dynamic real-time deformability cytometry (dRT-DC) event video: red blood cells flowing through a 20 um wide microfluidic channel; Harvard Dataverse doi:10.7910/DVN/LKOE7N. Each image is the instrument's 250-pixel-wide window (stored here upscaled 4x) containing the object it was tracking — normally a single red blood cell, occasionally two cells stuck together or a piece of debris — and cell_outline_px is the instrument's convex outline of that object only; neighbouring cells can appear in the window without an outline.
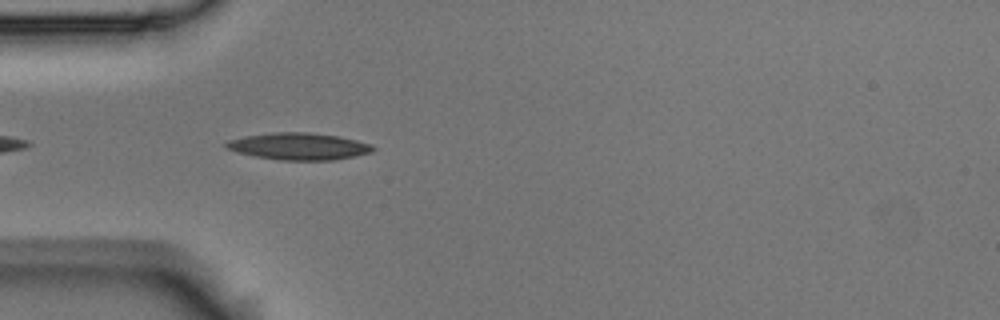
{"species": "Egyptian fruit bat (a non-hibernating species)", "species_latin": "Rousettus aegyptiacus", "temperature_condition": "room temperature", "stored_images_in_passage": 13, "camera_frame_rate_fps": 3000, "um_per_image_px": 0.085, "animal": {"sex": "male"}, "frame": {"image": 1, "passage_image": 3, "time_ms": 0.667, "image_size_px": [1000, 320], "cell_outline_px": [[376, 148], [372, 152], [332, 160], [280, 160], [256, 156], [240, 152], [228, 148], [224, 144], [228, 140], [248, 136], [276, 132], [308, 132], [340, 136], [372, 144]], "centroid_in_image_um": [25.46, 12.43], "position_along_channel_um": 59.5, "area_um2": 22.72}}
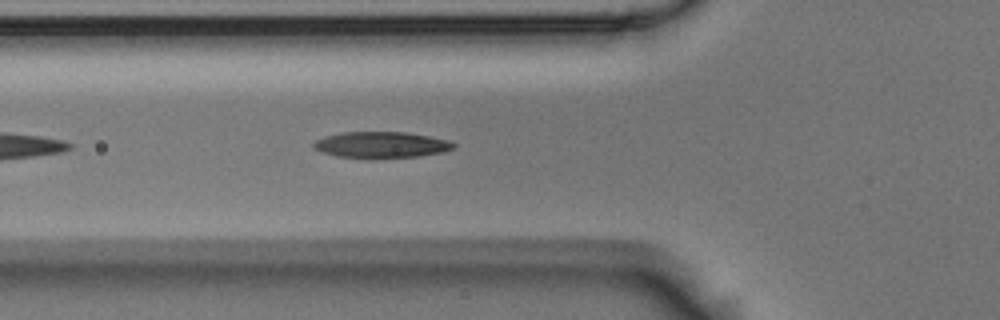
{"frame": {"image": 2, "passage_image": 6, "time_ms": 1.667, "image_size_px": [1000, 320], "cell_outline_px": [[456, 148], [444, 152], [420, 156], [372, 160], [368, 160], [336, 156], [320, 152], [312, 148], [312, 144], [316, 140], [324, 136], [340, 132], [408, 132], [448, 140], [456, 144]], "centroid_in_image_um": [32.37, 12.34], "position_along_channel_um": 93.4, "area_um2": 22.2}}
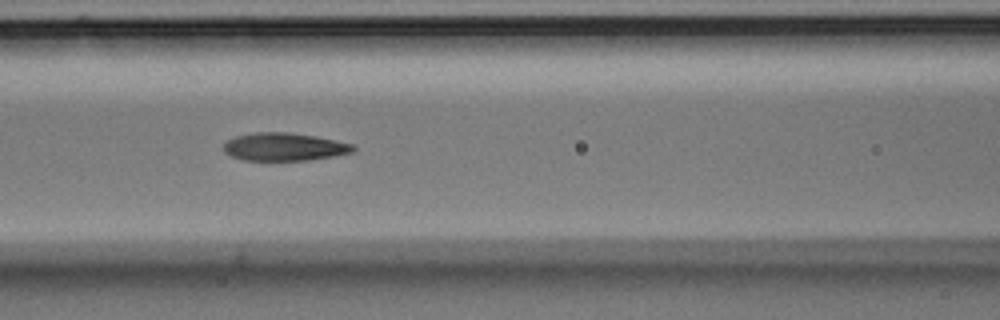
{"frame": {"image": 3, "passage_image": 10, "time_ms": 3.0, "image_size_px": [1000, 320], "cell_outline_px": [[356, 148], [352, 152], [332, 156], [308, 160], [244, 160], [232, 156], [224, 152], [224, 144], [228, 140], [236, 136], [256, 132], [288, 132], [316, 136], [336, 140], [352, 144]], "centroid_in_image_um": [24.16, 12.47], "position_along_channel_um": 142.4, "area_um2": 20.92}}